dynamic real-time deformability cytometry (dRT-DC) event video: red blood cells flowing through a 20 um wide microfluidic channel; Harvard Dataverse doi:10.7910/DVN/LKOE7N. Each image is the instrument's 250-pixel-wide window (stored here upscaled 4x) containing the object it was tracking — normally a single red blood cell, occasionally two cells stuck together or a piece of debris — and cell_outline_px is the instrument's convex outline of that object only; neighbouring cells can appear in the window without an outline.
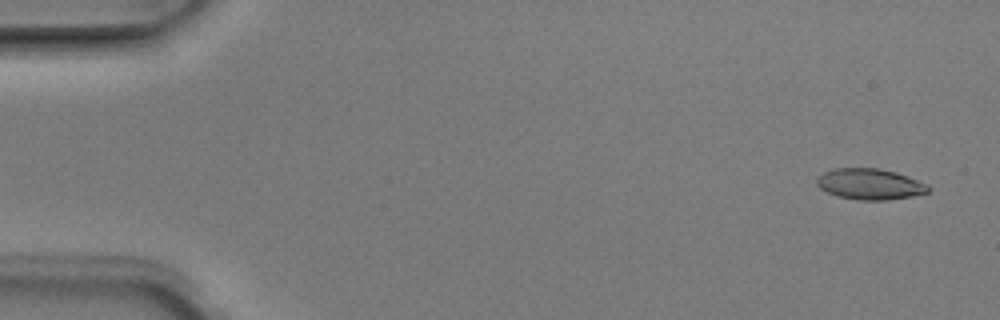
{"species": "Egyptian fruit bat (a non-hibernating species)", "species_latin": "Rousettus aegyptiacus", "temperature_condition": "room temperature", "stored_images_in_passage": 4, "camera_frame_rate_fps": 3000, "um_per_image_px": 0.085, "animal": {"sex": "male"}, "frame": {"image": 1, "passage_image": 1, "time_ms": 0.0, "image_size_px": [1000, 320], "cell_outline_px": [[932, 188], [928, 192], [912, 196], [888, 200], [860, 200], [836, 196], [820, 188], [816, 184], [816, 176], [832, 168], [880, 168], [896, 172], [908, 176], [928, 184]], "centroid_in_image_um": [73.94, 15.64], "position_along_channel_um": 11.1, "area_um2": 20.35}}
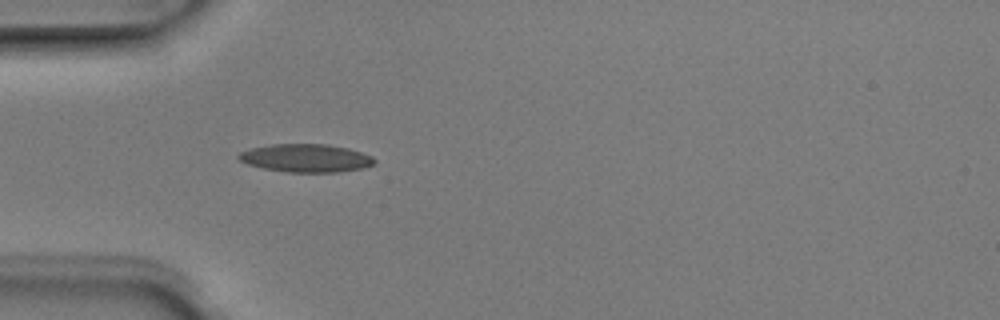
{"frame": {"image": 2, "passage_image": 4, "time_ms": 1.0, "image_size_px": [1000, 320], "cell_outline_px": [[376, 164], [364, 168], [336, 172], [288, 172], [264, 168], [248, 164], [240, 160], [236, 156], [240, 152], [252, 148], [272, 144], [328, 144], [348, 148], [372, 156], [376, 160]], "centroid_in_image_um": [26.04, 13.43], "position_along_channel_um": 59.0, "area_um2": 22.2}}